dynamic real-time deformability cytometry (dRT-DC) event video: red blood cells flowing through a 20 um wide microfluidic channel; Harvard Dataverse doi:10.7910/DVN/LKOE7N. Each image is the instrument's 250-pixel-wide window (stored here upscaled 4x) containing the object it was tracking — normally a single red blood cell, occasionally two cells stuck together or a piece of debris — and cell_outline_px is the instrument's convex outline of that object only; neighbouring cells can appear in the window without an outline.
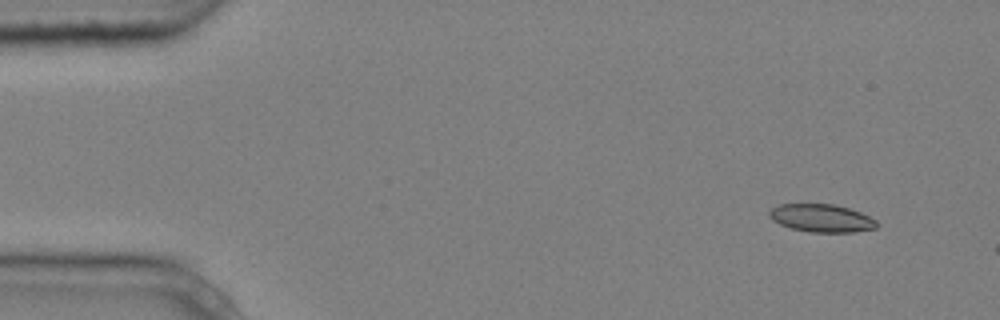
{"species": "common noctule bat (a hibernating species)", "species_latin": "Nyctalus noctula", "temperature_condition": "cold", "stored_images_in_passage": 3, "camera_frame_rate_fps": 3000, "um_per_image_px": 0.085, "animal": {"sex": "male", "body_mass_g": 20.4}, "frame": {"image": 1, "passage_image": 1, "time_ms": 0.0, "image_size_px": [1000, 320], "cell_outline_px": [[876, 228], [852, 232], [808, 232], [792, 228], [780, 224], [772, 220], [768, 216], [768, 212], [772, 208], [780, 204], [832, 204], [848, 208], [860, 212], [876, 220]], "centroid_in_image_um": [69.79, 18.54], "position_along_channel_um": 15.2, "area_um2": 17.34}}